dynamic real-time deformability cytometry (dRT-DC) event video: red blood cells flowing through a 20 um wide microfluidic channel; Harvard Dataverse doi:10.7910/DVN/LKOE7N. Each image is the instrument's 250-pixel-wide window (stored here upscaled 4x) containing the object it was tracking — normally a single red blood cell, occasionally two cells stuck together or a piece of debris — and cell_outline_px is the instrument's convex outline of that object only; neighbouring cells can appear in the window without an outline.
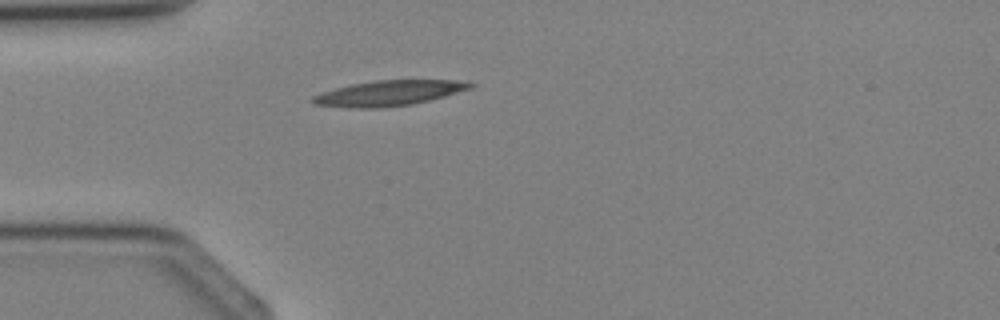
{"species": "Egyptian fruit bat (a non-hibernating species)", "species_latin": "Rousettus aegyptiacus", "temperature_condition": "cold", "stored_images_in_passage": 1, "camera_frame_rate_fps": 3000, "um_per_image_px": 0.085, "animal": {"sex": "female"}, "frame": {"image": 1, "passage_image": 1, "time_ms": 0.0, "image_size_px": [1000, 320], "cell_outline_px": [[476, 84], [472, 88], [444, 96], [412, 104], [380, 108], [348, 108], [316, 104], [308, 100], [312, 96], [336, 88], [352, 84], [376, 80], [452, 80]], "centroid_in_image_um": [33.02, 7.92], "position_along_channel_um": 52.0, "area_um2": 23.0}}